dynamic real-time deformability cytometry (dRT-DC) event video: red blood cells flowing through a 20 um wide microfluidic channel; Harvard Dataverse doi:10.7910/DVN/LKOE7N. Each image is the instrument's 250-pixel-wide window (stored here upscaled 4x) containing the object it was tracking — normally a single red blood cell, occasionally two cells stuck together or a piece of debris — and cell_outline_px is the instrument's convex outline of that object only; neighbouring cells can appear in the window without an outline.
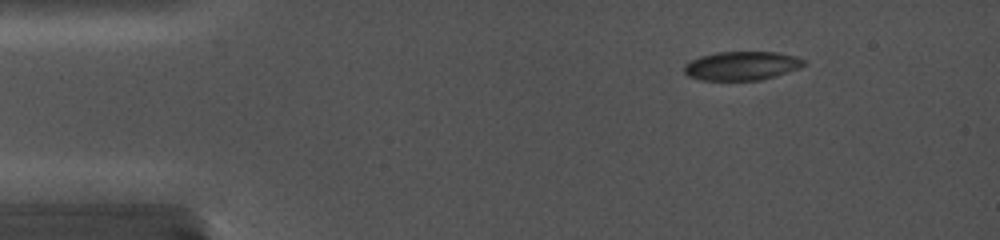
{"species": "common noctule bat (a hibernating species)", "species_latin": "Nyctalus noctula", "temperature_condition": "cold", "stored_images_in_passage": 2, "camera_frame_rate_fps": 5000, "um_per_image_px": 0.085, "animal": {"sex": "female", "body_mass_g": 19.0, "forearm_length_mm": 56.7}, "frame": {"image": 1, "passage_image": 1, "time_ms": 0.0, "image_size_px": [1000, 240], "cell_outline_px": [[812, 64], [764, 80], [696, 80], [688, 76], [684, 72], [684, 68], [688, 64], [704, 56], [728, 52], [768, 52], [792, 56], [804, 60]], "centroid_in_image_um": [63.14, 5.63], "position_along_channel_um": 21.9, "area_um2": 19.71}}